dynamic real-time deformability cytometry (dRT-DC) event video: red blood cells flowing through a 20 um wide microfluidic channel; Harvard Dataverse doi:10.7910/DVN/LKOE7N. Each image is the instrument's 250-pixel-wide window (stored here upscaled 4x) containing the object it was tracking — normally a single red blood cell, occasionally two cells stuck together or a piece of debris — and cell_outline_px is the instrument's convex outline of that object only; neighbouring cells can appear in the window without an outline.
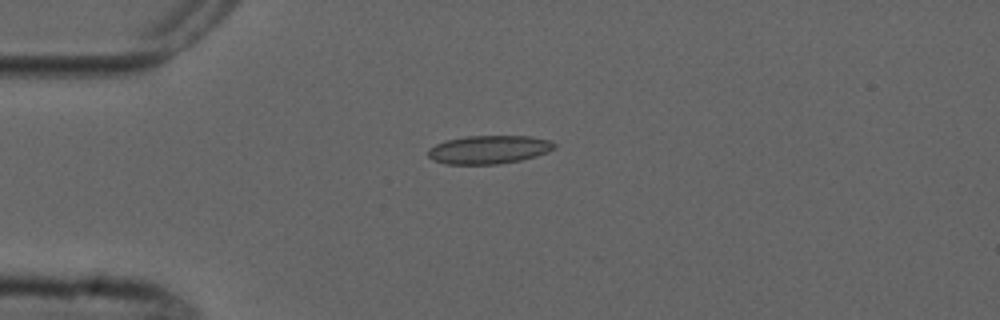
{"species": "common noctule bat (a hibernating species)", "species_latin": "Nyctalus noctula", "temperature_condition": "cold", "stored_images_in_passage": 8, "camera_frame_rate_fps": 3000, "um_per_image_px": 0.085, "animal": {"sex": "male", "forearm_length_mm": 52.5}, "frame": {"image": 1, "passage_image": 4, "time_ms": 4.0, "image_size_px": [1000, 320], "cell_outline_px": [[556, 148], [548, 152], [536, 156], [520, 160], [500, 164], [444, 164], [432, 160], [428, 156], [428, 148], [436, 144], [448, 140], [464, 136], [528, 136], [552, 140], [556, 144]], "centroid_in_image_um": [41.57, 12.72], "position_along_channel_um": 43.4, "area_um2": 21.04}}
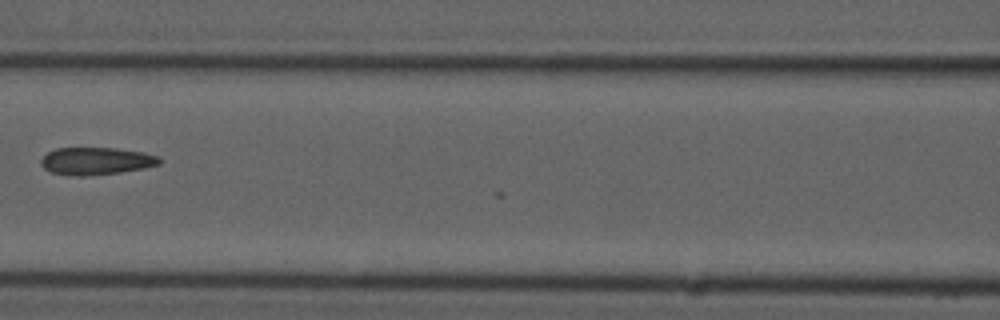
{"frame": {"image": 2, "passage_image": 7, "time_ms": 7.667, "image_size_px": [1000, 320], "cell_outline_px": [[160, 164], [144, 168], [120, 172], [84, 176], [76, 176], [52, 172], [44, 168], [40, 164], [40, 160], [48, 152], [56, 148], [116, 148], [140, 152], [160, 156]], "centroid_in_image_um": [8.16, 13.68], "position_along_channel_um": 158.4, "area_um2": 18.79}}
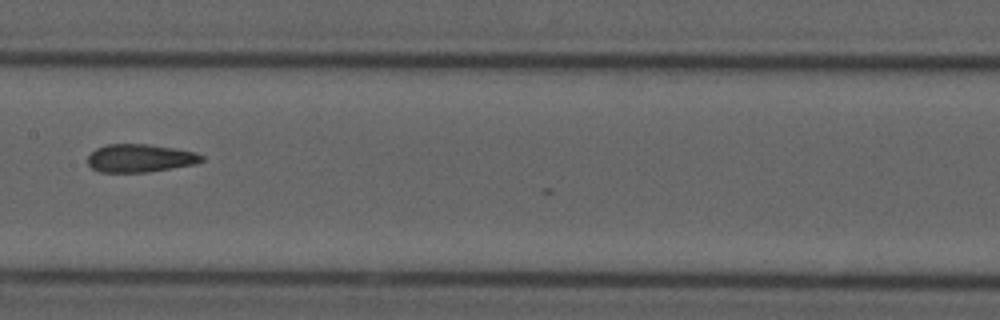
{"frame": {"image": 3, "passage_image": 8, "time_ms": 8.667, "image_size_px": [1000, 320], "cell_outline_px": [[204, 160], [196, 164], [148, 172], [100, 172], [92, 168], [88, 164], [88, 156], [96, 148], [108, 144], [144, 144], [172, 148], [196, 152], [204, 156]], "centroid_in_image_um": [11.91, 13.45], "position_along_channel_um": 195.5, "area_um2": 18.55}}